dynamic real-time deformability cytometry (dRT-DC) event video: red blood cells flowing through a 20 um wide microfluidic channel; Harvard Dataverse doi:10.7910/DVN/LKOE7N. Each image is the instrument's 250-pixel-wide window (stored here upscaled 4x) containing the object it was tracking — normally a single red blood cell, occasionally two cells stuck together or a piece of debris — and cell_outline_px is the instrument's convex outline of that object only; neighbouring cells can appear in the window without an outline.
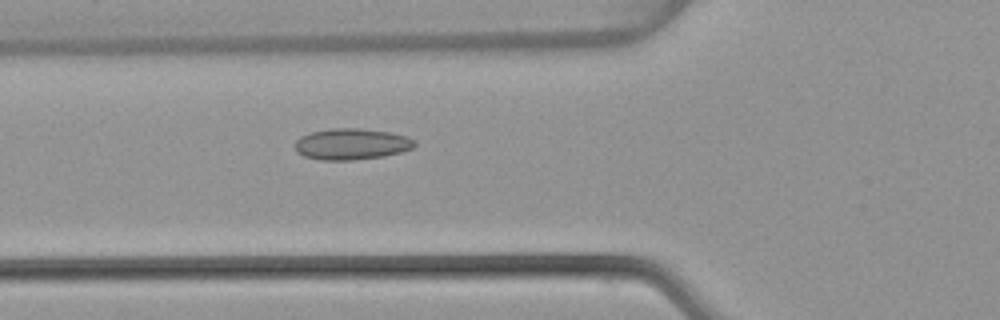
{"species": "common noctule bat (a hibernating species)", "species_latin": "Nyctalus noctula", "temperature_condition": "warm", "stored_images_in_passage": 35, "camera_frame_rate_fps": 3000, "um_per_image_px": 0.085, "animal": {"sex": "female", "body_mass_g": 22.7, "forearm_length_mm": 54.2}, "frame": {"image": 1, "passage_image": 3, "time_ms": 0.667, "image_size_px": [1000, 320], "cell_outline_px": [[416, 144], [412, 148], [400, 152], [384, 156], [352, 160], [320, 160], [304, 156], [296, 152], [296, 140], [300, 136], [312, 132], [332, 128], [360, 128], [392, 132], [408, 136], [416, 140]], "centroid_in_image_um": [29.9, 12.24], "position_along_channel_um": 95.9, "area_um2": 21.91}}
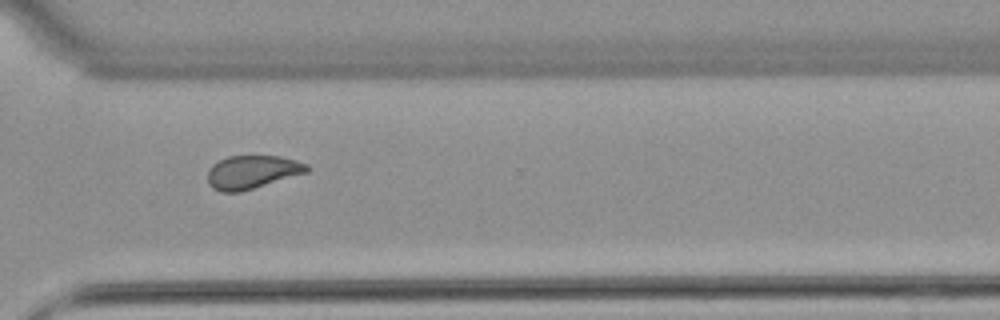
{"frame": {"image": 2, "passage_image": 22, "time_ms": 7.0, "image_size_px": [1000, 320], "cell_outline_px": [[308, 172], [240, 192], [220, 192], [212, 188], [208, 184], [208, 172], [212, 164], [228, 156], [280, 156], [296, 160], [308, 164]], "centroid_in_image_um": [21.42, 14.62], "position_along_channel_um": 349.2, "area_um2": 19.25}}
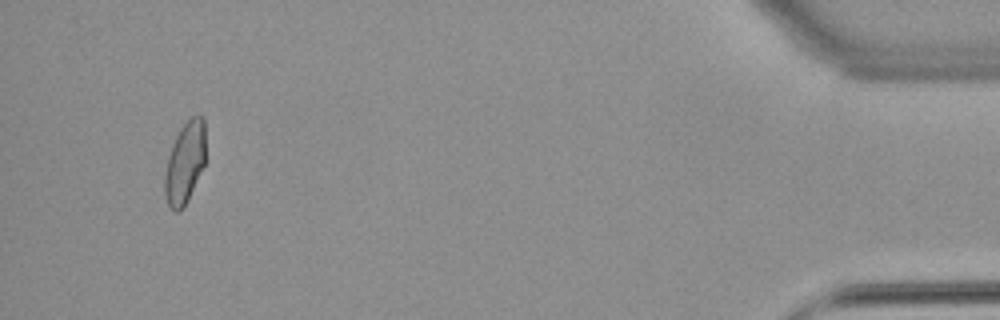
{"frame": {"image": 3, "passage_image": 33, "time_ms": 10.667, "image_size_px": [1000, 320], "cell_outline_px": [[204, 164], [188, 200], [176, 212], [168, 204], [164, 192], [164, 176], [168, 156], [176, 136], [180, 128], [192, 116], [204, 116]], "centroid_in_image_um": [15.7, 13.82], "position_along_channel_um": 419.5, "area_um2": 18.96}}